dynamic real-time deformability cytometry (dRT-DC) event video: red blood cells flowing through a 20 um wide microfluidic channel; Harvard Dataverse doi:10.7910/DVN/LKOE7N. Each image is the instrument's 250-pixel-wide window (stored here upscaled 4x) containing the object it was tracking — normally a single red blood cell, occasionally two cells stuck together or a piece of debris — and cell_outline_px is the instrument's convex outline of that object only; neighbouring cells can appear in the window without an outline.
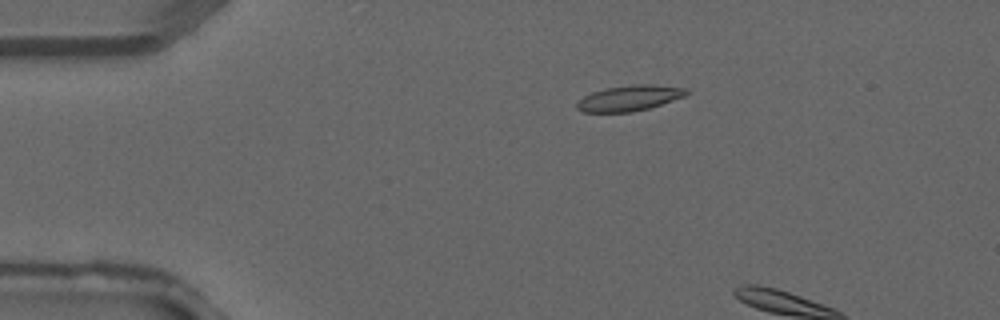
{"species": "common noctule bat (a hibernating species)", "species_latin": "Nyctalus noctula", "temperature_condition": "warm", "stored_images_in_passage": 2, "camera_frame_rate_fps": 3000, "um_per_image_px": 0.085, "animal": {"sex": "male", "forearm_length_mm": 52.5}, "frame": {"image": 1, "passage_image": 1, "time_ms": 0.0, "image_size_px": [1000, 320], "cell_outline_px": [[688, 92], [684, 96], [648, 108], [632, 112], [584, 112], [576, 108], [576, 104], [584, 96], [592, 92], [604, 88], [632, 84], [652, 84], [688, 88]], "centroid_in_image_um": [53.48, 8.33], "position_along_channel_um": 31.5, "area_um2": 16.24}}